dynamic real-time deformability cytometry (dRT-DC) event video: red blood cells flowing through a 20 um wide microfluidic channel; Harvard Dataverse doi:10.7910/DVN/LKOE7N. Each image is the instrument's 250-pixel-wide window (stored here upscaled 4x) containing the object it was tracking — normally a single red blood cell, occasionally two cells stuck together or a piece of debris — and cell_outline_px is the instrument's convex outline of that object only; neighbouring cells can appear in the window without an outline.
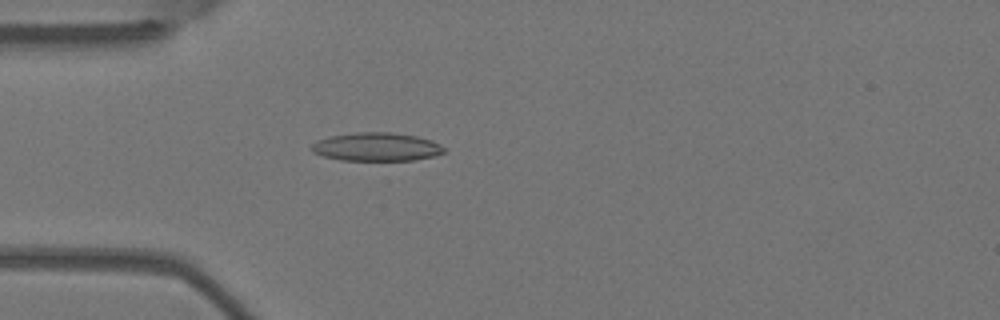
{"species": "Egyptian fruit bat (a non-hibernating species)", "species_latin": "Rousettus aegyptiacus", "temperature_condition": "warm", "stored_images_in_passage": 5, "camera_frame_rate_fps": 3000, "um_per_image_px": 0.085, "animal": {"sex": "female"}, "frame": {"image": 1, "passage_image": 5, "time_ms": 1.333, "image_size_px": [1000, 320], "cell_outline_px": [[444, 152], [432, 156], [416, 160], [340, 160], [324, 156], [312, 152], [312, 144], [316, 140], [332, 136], [360, 132], [392, 132], [416, 136], [432, 140], [440, 144], [444, 148]], "centroid_in_image_um": [32.01, 12.48], "position_along_channel_um": 53.0, "area_um2": 21.79}}